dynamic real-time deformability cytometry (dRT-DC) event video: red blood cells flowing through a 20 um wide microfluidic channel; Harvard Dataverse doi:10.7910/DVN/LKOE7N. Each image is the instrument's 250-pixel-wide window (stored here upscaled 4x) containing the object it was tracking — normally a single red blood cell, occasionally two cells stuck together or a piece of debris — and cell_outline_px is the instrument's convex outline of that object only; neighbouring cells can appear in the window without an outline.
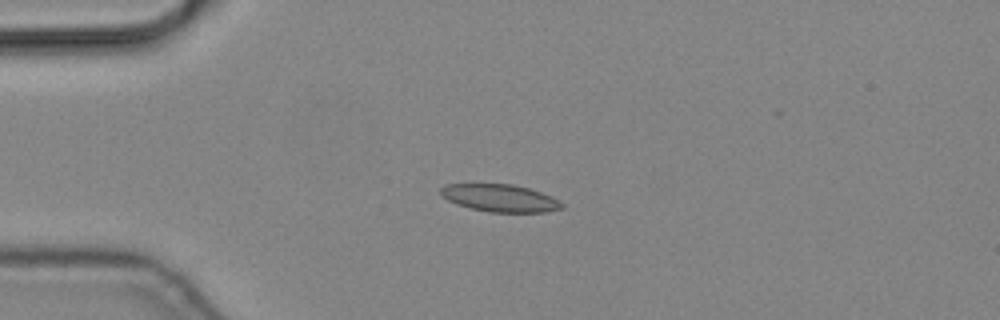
{"species": "common noctule bat (a hibernating species)", "species_latin": "Nyctalus noctula", "temperature_condition": "cold", "stored_images_in_passage": 15, "camera_frame_rate_fps": 3000, "um_per_image_px": 0.085, "animal": {"sex": "male", "body_mass_g": 19.2, "forearm_length_mm": 51.8}, "frame": {"image": 1, "passage_image": 4, "time_ms": 1.0, "image_size_px": [1000, 320], "cell_outline_px": [[564, 208], [544, 212], [488, 212], [456, 204], [440, 196], [440, 188], [444, 184], [512, 184], [528, 188], [552, 196], [560, 200], [564, 204]], "centroid_in_image_um": [42.5, 16.83], "position_along_channel_um": 42.5, "area_um2": 19.48}}
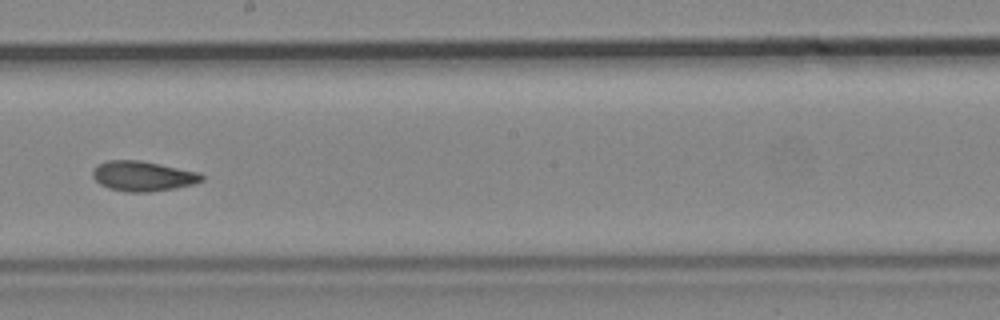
{"frame": {"image": 2, "passage_image": 9, "time_ms": 2.667, "image_size_px": [1000, 320], "cell_outline_px": [[204, 180], [192, 184], [176, 188], [148, 192], [128, 192], [108, 188], [100, 184], [92, 176], [92, 172], [96, 164], [108, 160], [140, 160], [200, 172], [204, 176]], "centroid_in_image_um": [12.14, 14.96], "position_along_channel_um": 236.1, "area_um2": 19.19}}
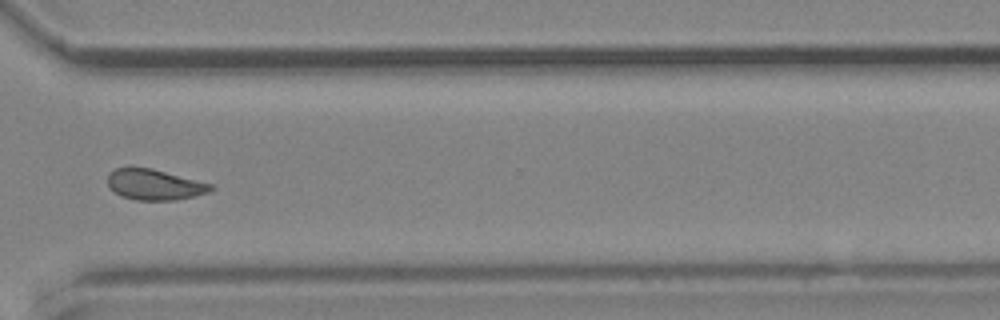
{"frame": {"image": 3, "passage_image": 12, "time_ms": 3.667, "image_size_px": [1000, 320], "cell_outline_px": [[212, 188], [208, 192], [176, 200], [136, 200], [120, 196], [108, 188], [108, 172], [116, 168], [152, 168], [212, 184]], "centroid_in_image_um": [13.07, 15.69], "position_along_channel_um": 357.5, "area_um2": 18.32}}